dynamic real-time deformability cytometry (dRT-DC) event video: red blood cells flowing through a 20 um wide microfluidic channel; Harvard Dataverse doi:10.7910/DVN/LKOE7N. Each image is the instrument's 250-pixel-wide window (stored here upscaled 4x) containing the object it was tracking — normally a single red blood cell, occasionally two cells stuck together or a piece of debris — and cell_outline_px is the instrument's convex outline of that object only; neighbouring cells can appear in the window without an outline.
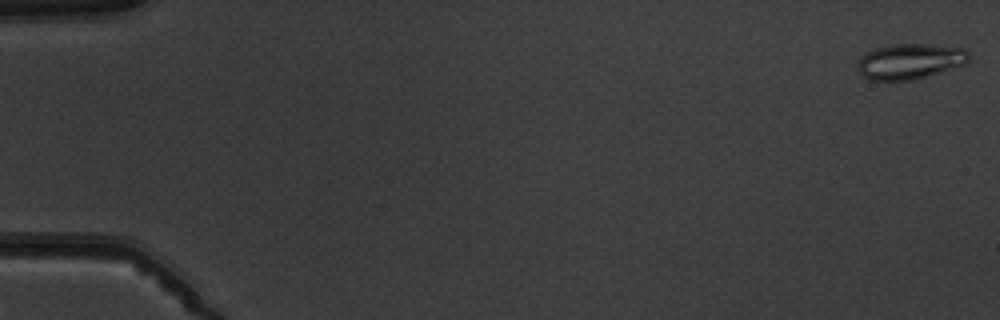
{"species": "common noctule bat (a hibernating species)", "species_latin": "Nyctalus noctula", "temperature_condition": "warm", "stored_images_in_passage": 4, "camera_frame_rate_fps": 3000, "um_per_image_px": 0.085, "animal": {"sex": "male", "body_mass_g": 19.5, "forearm_length_mm": 54.6}, "frame": {"image": 1, "passage_image": 1, "time_ms": 0.0, "image_size_px": [1000, 320], "cell_outline_px": [[968, 64], [916, 80], [872, 80], [864, 76], [856, 68], [856, 64], [860, 56], [876, 48], [896, 44], [928, 44], [964, 48], [968, 52]], "centroid_in_image_um": [77.37, 5.22], "position_along_channel_um": 7.6, "area_um2": 23.18}}